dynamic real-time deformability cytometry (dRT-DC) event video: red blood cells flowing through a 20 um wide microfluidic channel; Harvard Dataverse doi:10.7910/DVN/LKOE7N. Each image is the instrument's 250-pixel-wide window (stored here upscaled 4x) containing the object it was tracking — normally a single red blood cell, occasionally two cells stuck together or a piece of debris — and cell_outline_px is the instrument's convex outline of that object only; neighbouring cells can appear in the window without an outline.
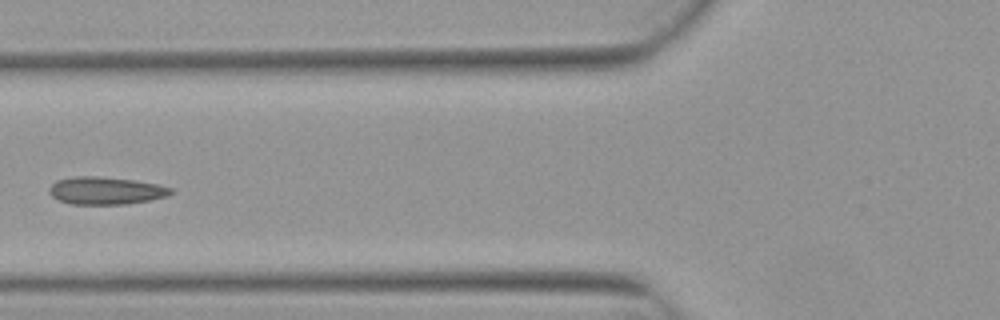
{"species": "Egyptian fruit bat (a non-hibernating species)", "species_latin": "Rousettus aegyptiacus", "temperature_condition": "warm", "stored_images_in_passage": 6, "camera_frame_rate_fps": 3000, "um_per_image_px": 0.085, "animal": {"sex": "female"}, "frame": {"image": 1, "passage_image": 6, "time_ms": 1.667, "image_size_px": [1000, 320], "cell_outline_px": [[172, 192], [168, 196], [148, 200], [124, 204], [72, 204], [60, 200], [52, 196], [48, 192], [48, 188], [56, 180], [72, 176], [100, 176], [132, 180], [156, 184], [172, 188]], "centroid_in_image_um": [8.94, 16.19], "position_along_channel_um": 116.9, "area_um2": 19.42}}